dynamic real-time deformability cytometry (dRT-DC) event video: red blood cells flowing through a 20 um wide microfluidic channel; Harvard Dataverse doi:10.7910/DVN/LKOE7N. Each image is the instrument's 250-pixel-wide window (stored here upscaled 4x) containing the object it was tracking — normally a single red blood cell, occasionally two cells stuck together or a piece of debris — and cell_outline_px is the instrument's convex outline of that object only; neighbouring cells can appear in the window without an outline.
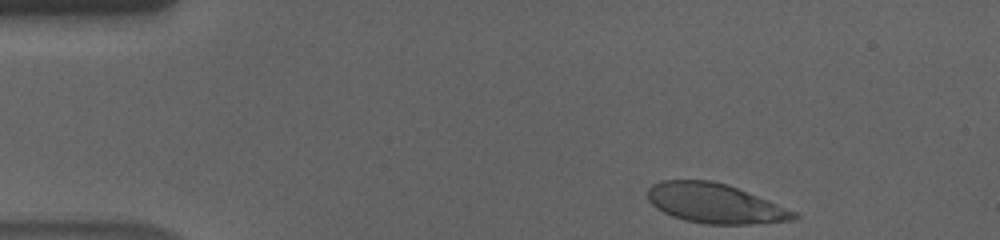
{"species": "human", "species_latin": "Homo sapiens", "temperature_condition": "cold", "stored_images_in_passage": 42, "camera_frame_rate_fps": 3000, "um_per_image_px": 0.085, "donor": {"sex": "male"}, "frame": {"image": 1, "passage_image": 1, "time_ms": 0.0, "image_size_px": [1000, 240], "cell_outline_px": [[800, 216], [792, 220], [744, 224], [708, 224], [688, 220], [664, 212], [652, 204], [648, 200], [648, 188], [652, 184], [664, 180], [708, 180], [724, 184], [736, 188], [796, 212]], "centroid_in_image_um": [60.74, 17.28], "position_along_channel_um": 24.3, "area_um2": 32.83}}
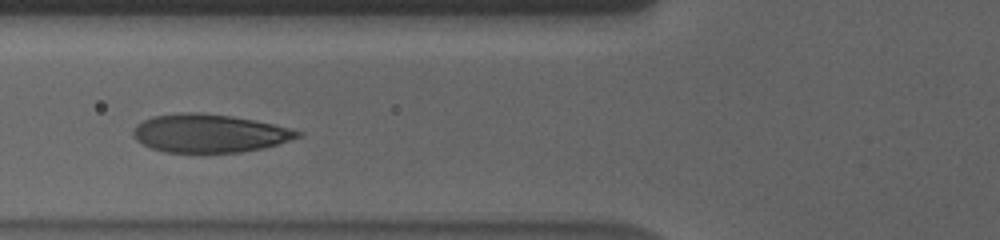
{"frame": {"image": 2, "passage_image": 15, "time_ms": 4.667, "image_size_px": [1000, 240], "cell_outline_px": [[300, 136], [276, 144], [260, 148], [236, 152], [168, 152], [152, 148], [136, 140], [136, 128], [144, 120], [156, 116], [228, 116], [252, 120], [272, 124], [300, 132]], "centroid_in_image_um": [17.83, 11.39], "position_along_channel_um": 108.0, "area_um2": 34.1}}
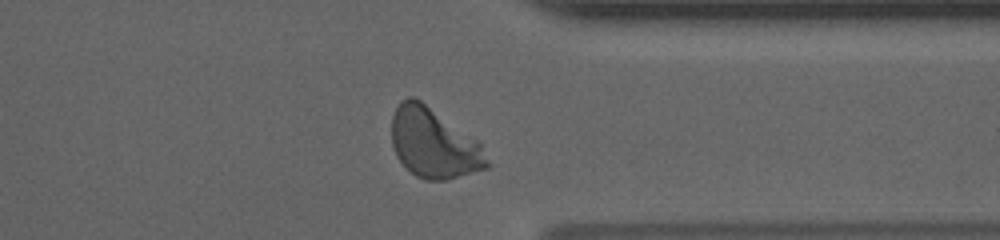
{"frame": {"image": 3, "passage_image": 38, "time_ms": 12.333, "image_size_px": [1000, 240], "cell_outline_px": [[488, 168], [444, 180], [428, 180], [416, 176], [400, 160], [392, 144], [392, 116], [396, 108], [408, 96], [412, 96], [420, 100], [480, 144], [488, 164]], "centroid_in_image_um": [36.83, 12.19], "position_along_channel_um": 374.6, "area_um2": 37.45}, "authors_computed_cell_mechanics": {"area_um2": 35.8071, "velocity_mm_per_s": 3.5148, "shape_relaxation_time_tau1_ms": 3.7939, "shape_relaxation_time_tau2_ms": null, "deformation_change_tau1": 0.1849, "deformation_change_tau2": null}}